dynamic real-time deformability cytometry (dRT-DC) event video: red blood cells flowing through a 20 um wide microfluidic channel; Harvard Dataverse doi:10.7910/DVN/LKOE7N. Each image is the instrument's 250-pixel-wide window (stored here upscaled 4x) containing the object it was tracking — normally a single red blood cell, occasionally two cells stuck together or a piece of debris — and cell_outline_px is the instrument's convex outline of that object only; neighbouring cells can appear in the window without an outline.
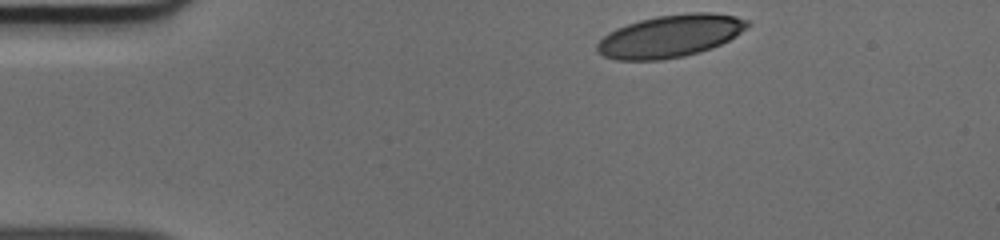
{"species": "human", "species_latin": "Homo sapiens", "temperature_condition": "cold", "stored_images_in_passage": 37, "camera_frame_rate_fps": 3000, "um_per_image_px": 0.085, "donor": {"sex": "male"}, "frame": {"image": 1, "passage_image": 1, "time_ms": 0.0, "image_size_px": [1000, 240], "cell_outline_px": [[752, 24], [736, 36], [712, 48], [700, 52], [684, 56], [660, 60], [616, 60], [604, 56], [596, 52], [596, 44], [608, 32], [616, 28], [640, 20], [656, 16], [692, 12], [708, 12], [736, 16], [748, 20]], "centroid_in_image_um": [56.97, 3.07], "position_along_channel_um": 28.0, "area_um2": 37.28}}
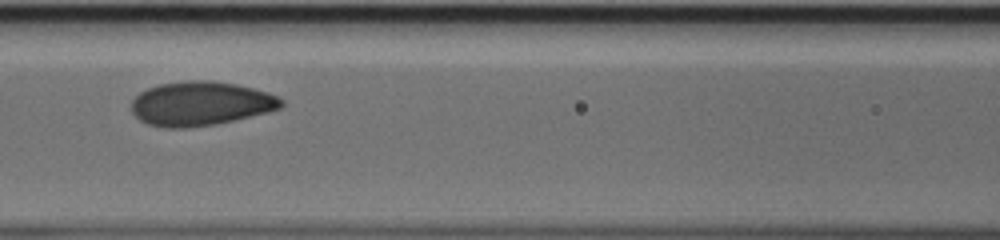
{"frame": {"image": 2, "passage_image": 15, "time_ms": 4.667, "image_size_px": [1000, 240], "cell_outline_px": [[284, 104], [280, 108], [268, 112], [216, 124], [184, 128], [164, 128], [148, 124], [140, 120], [132, 112], [132, 100], [140, 92], [148, 88], [160, 84], [184, 80], [212, 80], [236, 84], [268, 92], [284, 100]], "centroid_in_image_um": [17.05, 8.8], "position_along_channel_um": 149.5, "area_um2": 38.61}}
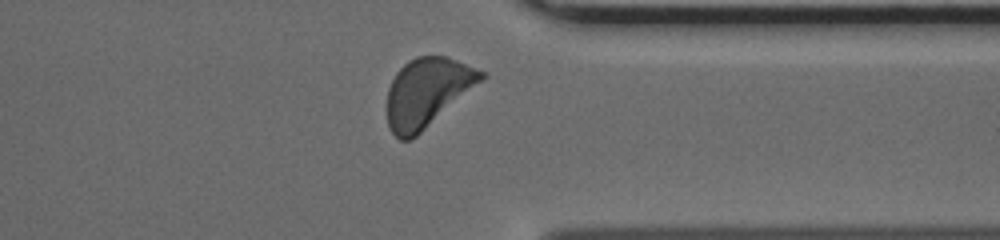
{"frame": {"image": 3, "passage_image": 32, "time_ms": 10.333, "image_size_px": [1000, 240], "cell_outline_px": [[488, 76], [484, 80], [412, 140], [400, 140], [392, 132], [388, 124], [388, 88], [396, 72], [408, 60], [416, 56], [444, 56], [456, 60], [488, 72]], "centroid_in_image_um": [36.35, 7.84], "position_along_channel_um": 375.0, "area_um2": 37.86}}